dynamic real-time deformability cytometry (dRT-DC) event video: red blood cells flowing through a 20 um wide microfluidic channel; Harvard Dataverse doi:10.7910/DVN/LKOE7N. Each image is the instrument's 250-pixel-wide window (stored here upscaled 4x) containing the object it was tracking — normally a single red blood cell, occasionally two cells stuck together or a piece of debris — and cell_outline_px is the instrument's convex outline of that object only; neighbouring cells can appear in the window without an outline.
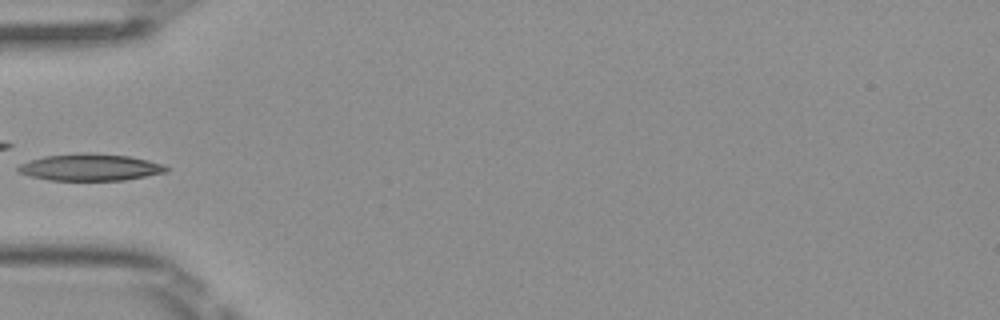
{"species": "Egyptian fruit bat (a non-hibernating species)", "species_latin": "Rousettus aegyptiacus", "temperature_condition": "room temperature", "stored_images_in_passage": 7, "camera_frame_rate_fps": 3000, "um_per_image_px": 0.085, "frame": {"image": 1, "passage_image": 6, "time_ms": 1.667, "image_size_px": [1000, 320], "cell_outline_px": [[168, 172], [124, 180], [48, 180], [32, 176], [20, 172], [16, 168], [20, 164], [28, 160], [44, 156], [80, 152], [88, 152], [128, 156], [148, 160], [164, 164], [168, 168]], "centroid_in_image_um": [7.67, 14.21], "position_along_channel_um": 77.3, "area_um2": 23.24}}
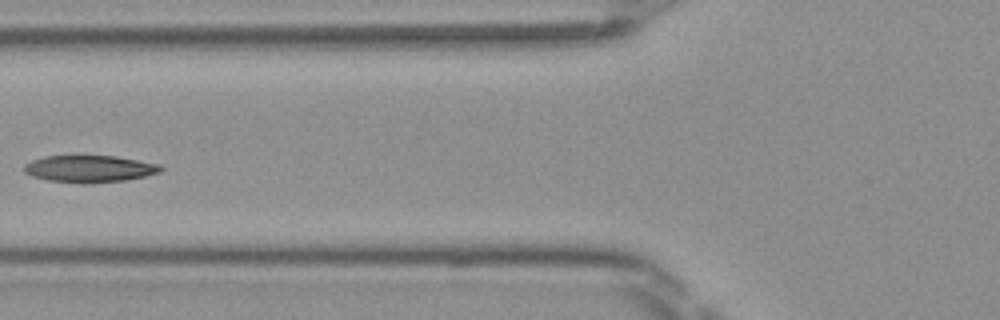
{"frame": {"image": 2, "passage_image": 7, "time_ms": 2.0, "image_size_px": [1000, 320], "cell_outline_px": [[164, 168], [160, 172], [144, 176], [124, 180], [84, 184], [80, 184], [48, 180], [32, 176], [24, 172], [24, 164], [32, 160], [44, 156], [116, 156], [160, 164]], "centroid_in_image_um": [7.6, 14.35], "position_along_channel_um": 118.2, "area_um2": 21.5}}